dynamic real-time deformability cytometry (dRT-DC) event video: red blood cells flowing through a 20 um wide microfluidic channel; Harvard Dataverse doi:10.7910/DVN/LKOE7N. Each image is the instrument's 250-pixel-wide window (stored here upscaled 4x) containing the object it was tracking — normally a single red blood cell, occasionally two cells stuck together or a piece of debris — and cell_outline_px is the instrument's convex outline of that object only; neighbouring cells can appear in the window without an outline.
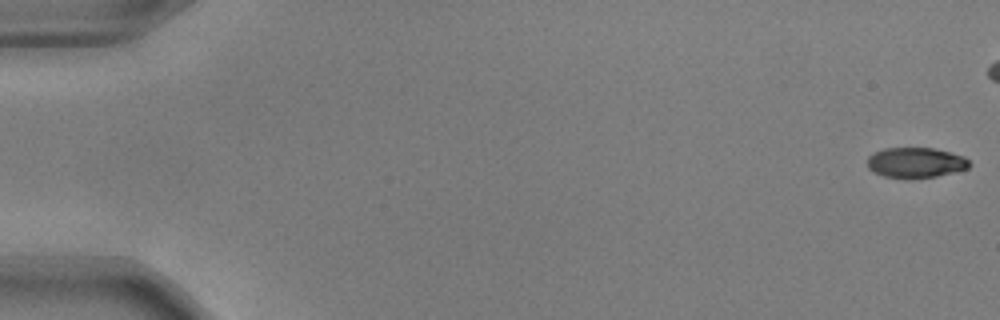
{"species": "common noctule bat (a hibernating species)", "species_latin": "Nyctalus noctula", "temperature_condition": "warm", "stored_images_in_passage": 47, "camera_frame_rate_fps": 3000, "um_per_image_px": 0.085, "animal": {"sex": "male", "body_mass_g": 17.9, "forearm_length_mm": 54.2}, "frame": {"image": 1, "passage_image": 1, "time_ms": 0.0, "image_size_px": [1000, 320], "cell_outline_px": [[972, 164], [968, 168], [936, 176], [908, 180], [884, 176], [872, 172], [868, 168], [868, 156], [872, 152], [884, 148], [932, 148], [964, 156]], "centroid_in_image_um": [77.79, 13.84], "position_along_channel_um": 7.2, "area_um2": 18.26}}
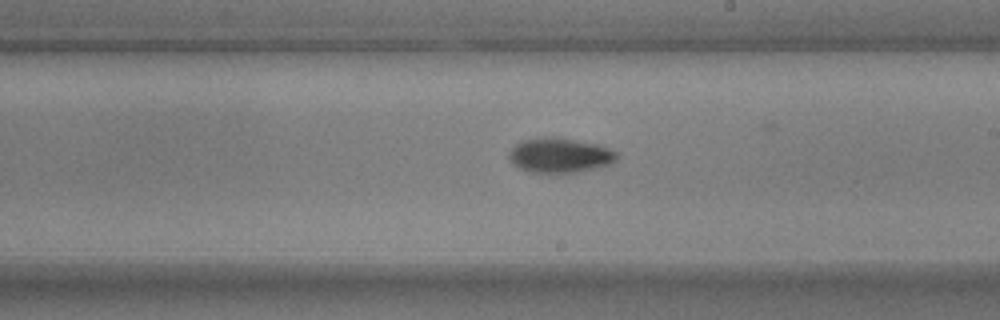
{"frame": {"image": 2, "passage_image": 32, "time_ms": 10.333, "image_size_px": [1000, 320], "cell_outline_px": [[616, 160], [612, 164], [564, 176], [532, 172], [520, 168], [512, 164], [508, 156], [508, 152], [516, 144], [524, 140], [548, 136], [596, 144], [608, 148], [616, 152]], "centroid_in_image_um": [47.57, 13.26], "position_along_channel_um": 241.4, "area_um2": 22.25}}
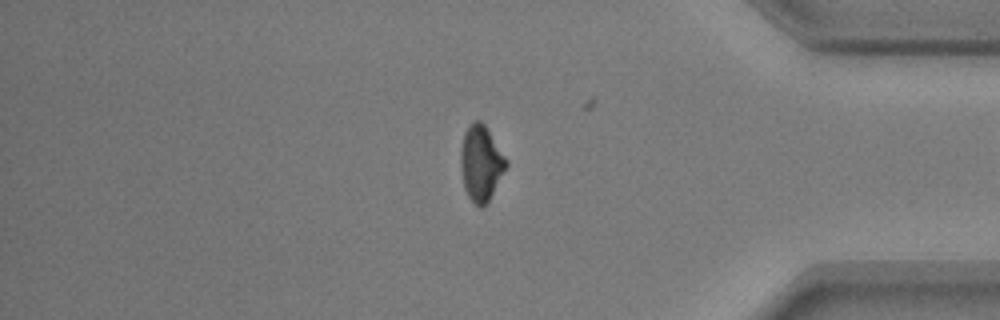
{"frame": {"image": 3, "passage_image": 46, "time_ms": 15.0, "image_size_px": [1000, 320], "cell_outline_px": [[508, 164], [488, 200], [480, 208], [468, 196], [464, 188], [460, 168], [460, 148], [464, 132], [468, 124], [472, 120], [480, 120], [484, 124], [508, 160]], "centroid_in_image_um": [40.85, 13.81], "position_along_channel_um": 394.3, "area_um2": 19.94}}